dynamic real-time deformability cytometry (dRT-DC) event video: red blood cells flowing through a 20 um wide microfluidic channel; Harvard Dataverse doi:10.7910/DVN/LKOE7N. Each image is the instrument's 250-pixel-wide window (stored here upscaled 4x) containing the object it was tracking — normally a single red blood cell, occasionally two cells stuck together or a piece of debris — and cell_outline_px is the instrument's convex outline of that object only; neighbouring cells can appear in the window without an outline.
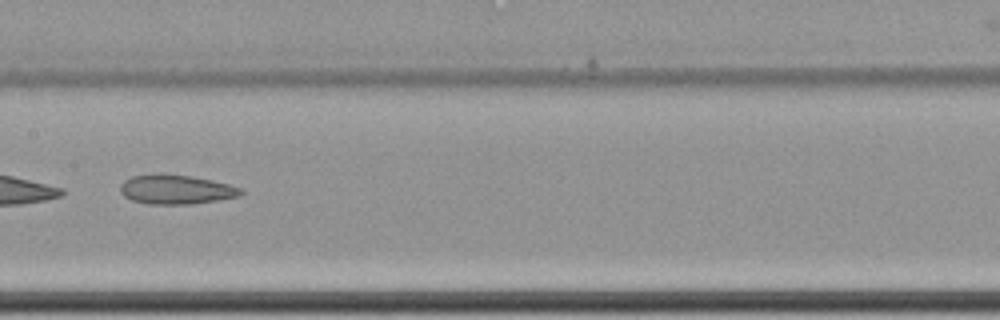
{"species": "common noctule bat (a hibernating species)", "species_latin": "Nyctalus noctula", "temperature_condition": "cold", "stored_images_in_passage": 10, "camera_frame_rate_fps": 3000, "um_per_image_px": 0.085, "animal": {"sex": "female", "body_mass_g": 22.7, "forearm_length_mm": 54.2}, "frame": {"image": 1, "passage_image": 9, "time_ms": 2.667, "image_size_px": [1000, 320], "cell_outline_px": [[244, 192], [240, 196], [192, 204], [148, 204], [132, 200], [124, 196], [120, 192], [120, 184], [124, 180], [132, 176], [156, 172], [160, 172], [192, 176], [212, 180], [228, 184], [240, 188]], "centroid_in_image_um": [14.92, 16.08], "position_along_channel_um": 192.5, "area_um2": 20.92}}
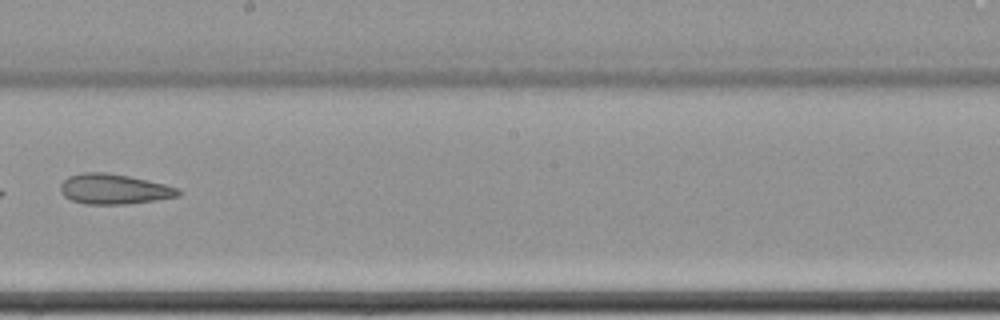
{"frame": {"image": 2, "passage_image": 10, "time_ms": 3.0, "image_size_px": [1000, 320], "cell_outline_px": [[180, 196], [156, 200], [128, 204], [84, 204], [72, 200], [64, 196], [60, 192], [60, 184], [68, 176], [84, 172], [104, 172], [128, 176], [148, 180], [180, 188]], "centroid_in_image_um": [9.68, 16.07], "position_along_channel_um": 238.5, "area_um2": 20.81}}